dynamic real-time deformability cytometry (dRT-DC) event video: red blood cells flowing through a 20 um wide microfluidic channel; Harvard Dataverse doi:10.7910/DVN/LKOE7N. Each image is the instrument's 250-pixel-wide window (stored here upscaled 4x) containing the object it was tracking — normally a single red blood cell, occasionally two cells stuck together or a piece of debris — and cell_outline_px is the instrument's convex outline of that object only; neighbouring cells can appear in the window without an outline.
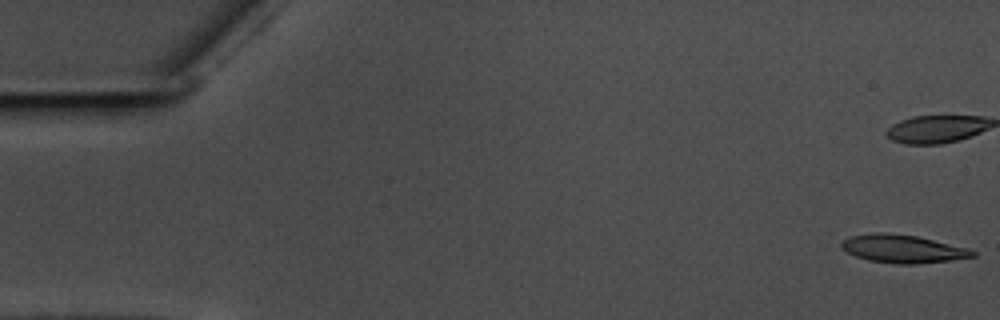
{"species": "common noctule bat (a hibernating species)", "species_latin": "Nyctalus noctula", "temperature_condition": "warm", "stored_images_in_passage": 20, "camera_frame_rate_fps": 3000, "um_per_image_px": 0.085, "animal": {"sex": "male", "body_mass_g": 17.5, "forearm_length_mm": 52.3}, "frame": {"image": 1, "passage_image": 1, "time_ms": 0.0, "image_size_px": [1000, 320], "cell_outline_px": [[976, 256], [948, 260], [916, 264], [896, 264], [868, 260], [856, 256], [840, 248], [840, 244], [844, 240], [852, 236], [872, 232], [888, 232], [916, 236], [968, 248], [976, 252]], "centroid_in_image_um": [76.71, 21.14], "position_along_channel_um": 8.3, "area_um2": 21.33}}